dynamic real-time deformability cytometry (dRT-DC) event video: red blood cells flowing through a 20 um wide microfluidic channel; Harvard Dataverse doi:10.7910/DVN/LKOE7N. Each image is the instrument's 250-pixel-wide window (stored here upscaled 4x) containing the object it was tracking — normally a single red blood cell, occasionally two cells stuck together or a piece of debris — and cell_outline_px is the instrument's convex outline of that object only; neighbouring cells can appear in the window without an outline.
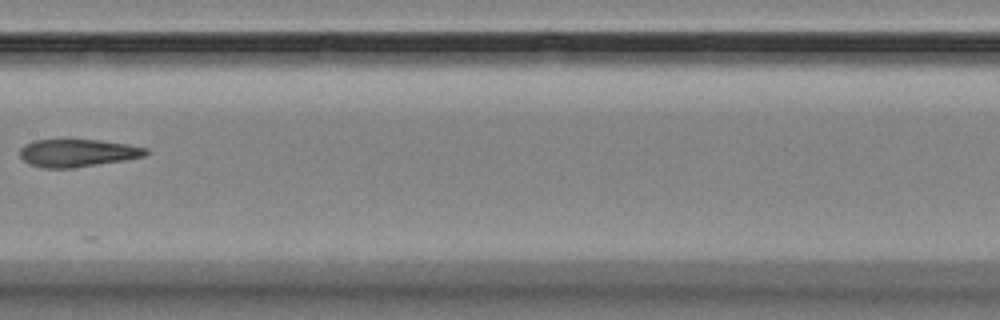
{"species": "Egyptian fruit bat (a non-hibernating species)", "species_latin": "Rousettus aegyptiacus", "temperature_condition": "room temperature", "stored_images_in_passage": 11, "camera_frame_rate_fps": 3000, "um_per_image_px": 0.085, "animal": {"sex": "female"}, "frame": {"image": 1, "passage_image": 9, "time_ms": 9.333, "image_size_px": [1000, 320], "cell_outline_px": [[148, 152], [144, 156], [124, 160], [72, 168], [40, 168], [28, 164], [20, 156], [20, 148], [24, 144], [32, 140], [100, 140], [128, 144], [148, 148]], "centroid_in_image_um": [6.56, 13.0], "position_along_channel_um": 200.8, "area_um2": 20.35}}
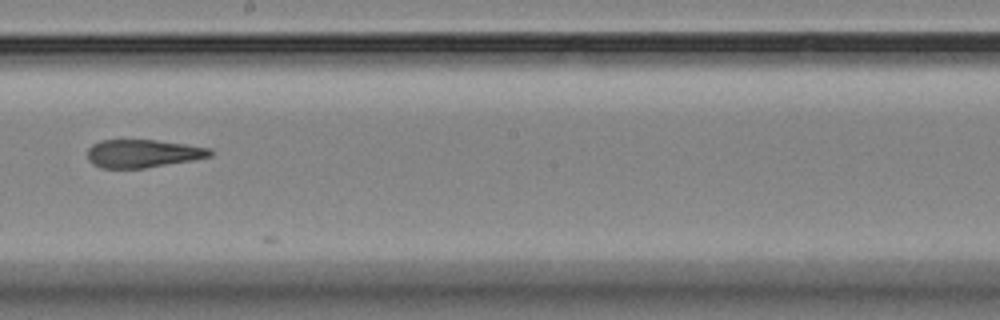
{"frame": {"image": 2, "passage_image": 10, "time_ms": 10.333, "image_size_px": [1000, 320], "cell_outline_px": [[216, 152], [212, 156], [192, 160], [144, 168], [100, 168], [92, 164], [88, 160], [88, 148], [92, 144], [100, 140], [156, 140], [184, 144], [208, 148]], "centroid_in_image_um": [12.12, 13.05], "position_along_channel_um": 236.1, "area_um2": 20.06}}